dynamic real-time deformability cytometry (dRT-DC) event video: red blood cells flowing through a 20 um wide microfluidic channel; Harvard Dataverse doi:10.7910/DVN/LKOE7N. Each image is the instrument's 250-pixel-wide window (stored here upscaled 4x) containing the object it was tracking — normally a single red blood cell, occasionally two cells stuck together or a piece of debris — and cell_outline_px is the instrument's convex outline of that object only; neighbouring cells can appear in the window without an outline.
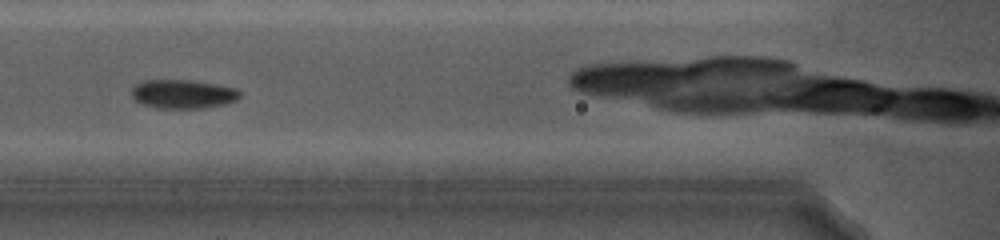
{"species": "common noctule bat (a hibernating species)", "species_latin": "Nyctalus noctula", "temperature_condition": "cold", "stored_images_in_passage": 15, "camera_frame_rate_fps": 5000, "um_per_image_px": 0.085, "animal": {"sex": "female", "body_mass_g": 19.0, "forearm_length_mm": 56.7}, "frame": {"image": 1, "passage_image": 3, "time_ms": 2.4, "image_size_px": [1000, 240], "cell_outline_px": [[240, 96], [236, 100], [224, 104], [204, 108], [156, 108], [144, 104], [136, 100], [132, 96], [132, 88], [136, 84], [144, 80], [188, 80], [220, 84], [236, 88], [240, 92]], "centroid_in_image_um": [15.57, 7.98], "position_along_channel_um": 151.0, "area_um2": 18.21}}
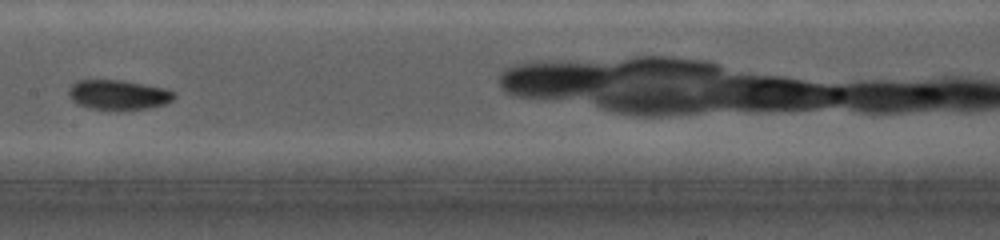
{"frame": {"image": 2, "passage_image": 5, "time_ms": 3.6, "image_size_px": [1000, 240], "cell_outline_px": [[176, 96], [172, 100], [164, 104], [148, 108], [88, 108], [72, 100], [68, 92], [68, 88], [76, 80], [124, 80], [164, 88], [176, 92]], "centroid_in_image_um": [10.07, 8.02], "position_along_channel_um": 197.3, "area_um2": 17.92}, "authors_computed_cell_mechanics": {"area_um2": 17.918, "velocity_mm_per_s": 3.874, "shape_relaxation_time_tau1_ms": 2.995, "shape_relaxation_time_tau2_ms": 5.5658, "deformation_change_tau1": 0.0761, "deformation_change_tau2": 0.0689}}